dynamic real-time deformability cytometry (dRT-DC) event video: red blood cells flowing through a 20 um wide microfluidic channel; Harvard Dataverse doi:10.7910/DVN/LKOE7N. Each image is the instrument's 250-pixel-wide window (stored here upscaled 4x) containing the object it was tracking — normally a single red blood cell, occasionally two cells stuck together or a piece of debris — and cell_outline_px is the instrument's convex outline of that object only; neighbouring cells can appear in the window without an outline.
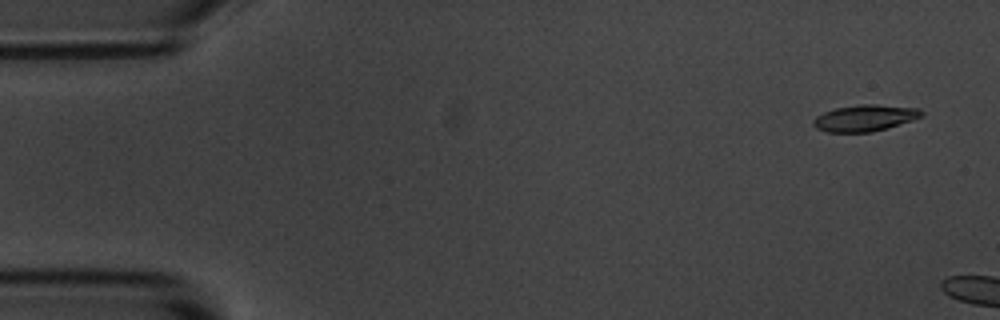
{"species": "common noctule bat (a hibernating species)", "species_latin": "Nyctalus noctula", "temperature_condition": "room temperature", "stored_images_in_passage": 3, "camera_frame_rate_fps": 3000, "um_per_image_px": 0.085, "animal": {"sex": "male", "body_mass_g": 20.1, "forearm_length_mm": 53.5}, "frame": {"image": 1, "passage_image": 1, "time_ms": 0.0, "image_size_px": [1000, 320], "cell_outline_px": [[924, 116], [888, 128], [872, 132], [828, 132], [816, 128], [812, 124], [812, 120], [816, 116], [824, 112], [836, 108], [860, 104], [876, 104], [920, 108], [924, 112]], "centroid_in_image_um": [73.53, 10.03], "position_along_channel_um": 11.5, "area_um2": 16.82}}